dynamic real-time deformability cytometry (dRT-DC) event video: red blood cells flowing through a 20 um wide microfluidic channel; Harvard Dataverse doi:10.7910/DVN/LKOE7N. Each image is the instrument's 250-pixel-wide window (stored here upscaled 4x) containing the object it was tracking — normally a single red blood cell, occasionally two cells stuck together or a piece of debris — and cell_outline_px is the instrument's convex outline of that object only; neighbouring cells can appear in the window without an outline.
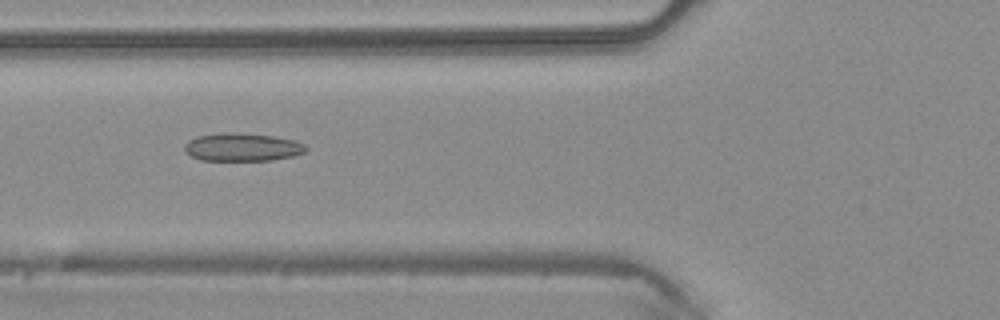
{"species": "common noctule bat (a hibernating species)", "species_latin": "Nyctalus noctula", "temperature_condition": "warm", "stored_images_in_passage": 31, "camera_frame_rate_fps": 3000, "um_per_image_px": 0.085, "animal": {"sex": "male", "body_mass_g": 20.4}, "frame": {"image": 1, "passage_image": 3, "time_ms": 0.667, "image_size_px": [1000, 320], "cell_outline_px": [[308, 148], [304, 152], [292, 156], [272, 160], [200, 160], [184, 152], [184, 144], [188, 140], [196, 136], [224, 132], [236, 132], [272, 136], [296, 140], [304, 144]], "centroid_in_image_um": [20.56, 12.5], "position_along_channel_um": 105.2, "area_um2": 19.94}}
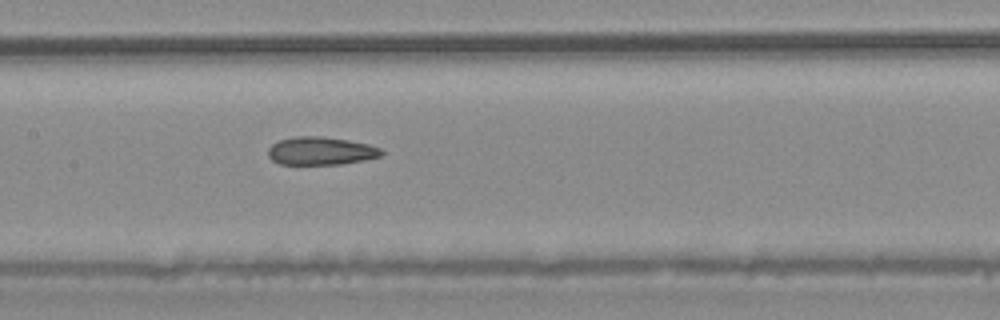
{"frame": {"image": 2, "passage_image": 8, "time_ms": 2.333, "image_size_px": [1000, 320], "cell_outline_px": [[384, 152], [380, 156], [364, 160], [340, 164], [280, 164], [272, 160], [268, 156], [268, 148], [272, 144], [280, 140], [296, 136], [320, 136], [348, 140], [368, 144], [380, 148]], "centroid_in_image_um": [27.25, 12.83], "position_along_channel_um": 180.1, "area_um2": 18.44}}
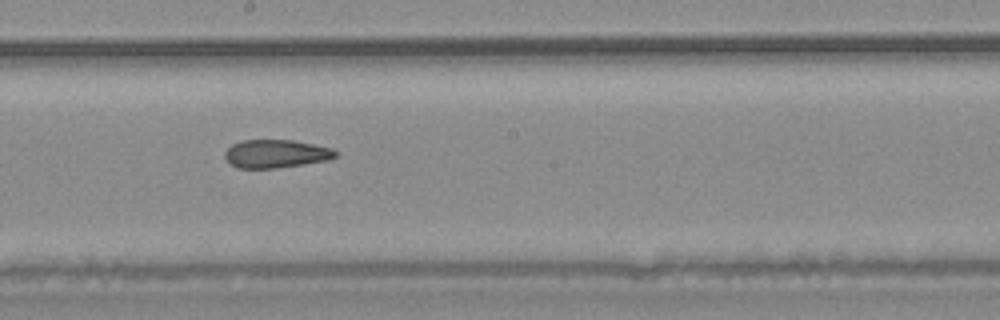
{"frame": {"image": 3, "passage_image": 11, "time_ms": 3.333, "image_size_px": [1000, 320], "cell_outline_px": [[340, 152], [336, 156], [328, 160], [304, 164], [276, 168], [236, 168], [224, 156], [224, 152], [232, 144], [240, 140], [292, 140], [332, 148]], "centroid_in_image_um": [23.46, 13.06], "position_along_channel_um": 224.7, "area_um2": 18.21}}